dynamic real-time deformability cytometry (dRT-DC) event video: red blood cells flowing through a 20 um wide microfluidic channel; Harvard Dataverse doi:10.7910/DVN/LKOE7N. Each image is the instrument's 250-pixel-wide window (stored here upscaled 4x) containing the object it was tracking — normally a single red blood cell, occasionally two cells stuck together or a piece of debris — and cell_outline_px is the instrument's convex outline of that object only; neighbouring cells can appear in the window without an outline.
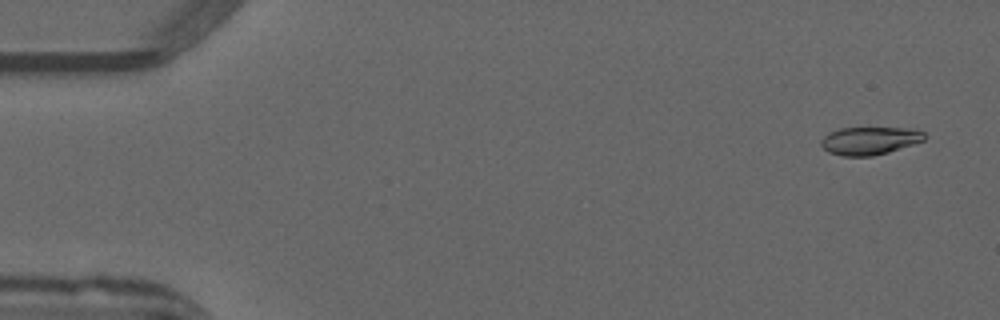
{"species": "common noctule bat (a hibernating species)", "species_latin": "Nyctalus noctula", "temperature_condition": "warm", "stored_images_in_passage": 52, "camera_frame_rate_fps": 3000, "um_per_image_px": 0.085, "animal": {"sex": "male", "forearm_length_mm": 52.5}, "frame": {"image": 1, "passage_image": 3, "time_ms": 0.667, "image_size_px": [1000, 320], "cell_outline_px": [[928, 136], [924, 140], [888, 152], [872, 156], [844, 156], [828, 152], [820, 144], [820, 140], [828, 132], [840, 128], [912, 128], [924, 132]], "centroid_in_image_um": [73.91, 11.95], "position_along_channel_um": 11.1, "area_um2": 16.82}}
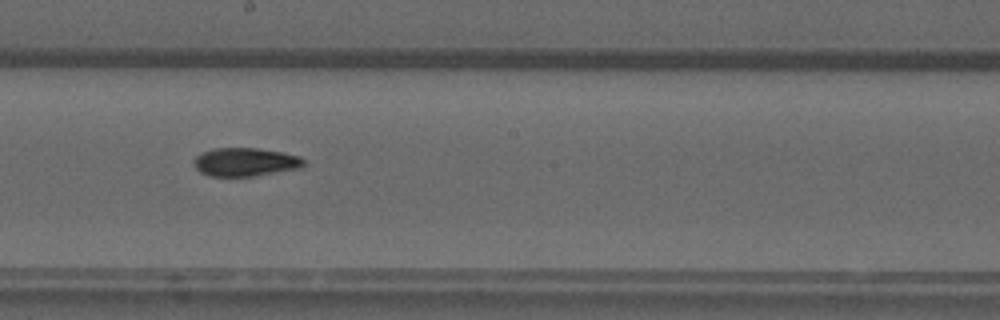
{"frame": {"image": 2, "passage_image": 29, "time_ms": 9.333, "image_size_px": [1000, 320], "cell_outline_px": [[304, 164], [300, 168], [256, 176], [208, 176], [200, 172], [196, 168], [192, 160], [196, 156], [204, 152], [216, 148], [256, 148], [280, 152], [300, 156], [304, 160]], "centroid_in_image_um": [20.83, 13.78], "position_along_channel_um": 227.4, "area_um2": 18.15}}
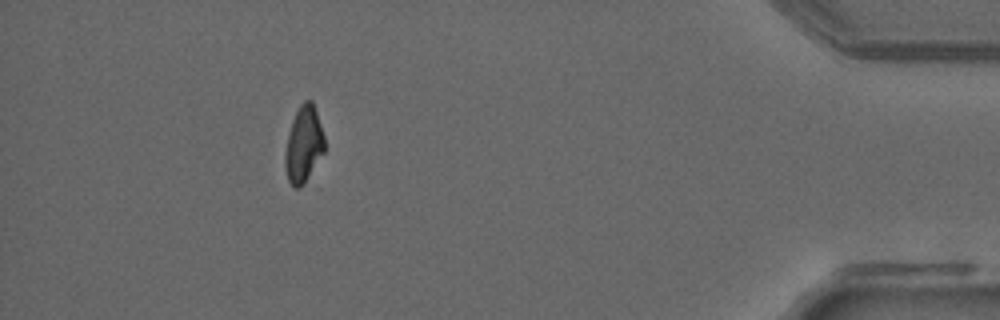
{"frame": {"image": 3, "passage_image": 47, "time_ms": 15.333, "image_size_px": [1000, 320], "cell_outline_px": [[324, 152], [304, 184], [300, 188], [296, 188], [288, 180], [284, 164], [284, 156], [288, 136], [292, 120], [300, 104], [304, 100], [312, 100], [324, 136]], "centroid_in_image_um": [25.8, 12.28], "position_along_channel_um": 409.4, "area_um2": 17.34}, "authors_computed_cell_mechanics": {"area_um2": 17.8602, "velocity_mm_per_s": 3.9831, "shape_relaxation_time_tau1_ms": 7.2792, "shape_relaxation_time_tau2_ms": 8.3075, "deformation_change_tau1": 0.2028, "deformation_change_tau2": 0.1327}}